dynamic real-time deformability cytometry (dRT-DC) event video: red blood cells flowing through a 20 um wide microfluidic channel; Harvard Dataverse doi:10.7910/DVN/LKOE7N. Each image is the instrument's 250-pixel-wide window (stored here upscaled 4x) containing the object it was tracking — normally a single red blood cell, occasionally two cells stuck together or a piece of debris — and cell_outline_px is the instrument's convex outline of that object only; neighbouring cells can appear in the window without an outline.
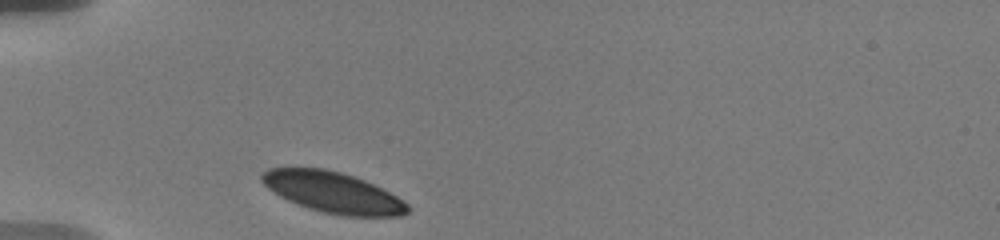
{"species": "human", "species_latin": "Homo sapiens", "temperature_condition": "warm", "stored_images_in_passage": 49, "camera_frame_rate_fps": 3000, "um_per_image_px": 0.085, "donor": {"sex": "male"}, "frame": {"image": 1, "passage_image": 1, "time_ms": 0.0, "image_size_px": [1000, 240], "cell_outline_px": [[408, 212], [400, 216], [344, 216], [324, 212], [308, 208], [288, 200], [280, 196], [268, 188], [260, 180], [260, 172], [268, 168], [292, 164], [324, 168], [340, 172], [364, 180], [404, 200], [408, 204]], "centroid_in_image_um": [28.19, 16.3], "position_along_channel_um": 56.8, "area_um2": 35.26}}
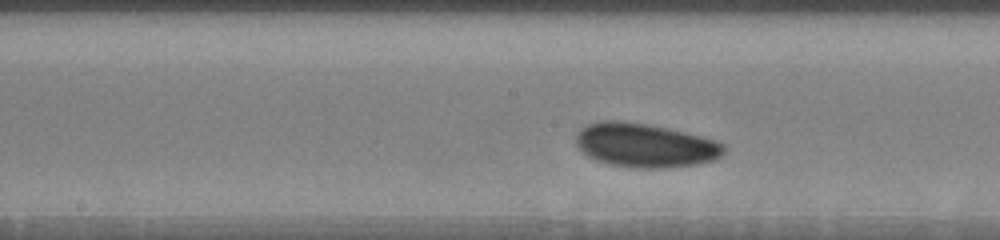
{"frame": {"image": 2, "passage_image": 24, "time_ms": 4.333, "image_size_px": [1000, 240], "cell_outline_px": [[724, 152], [720, 156], [712, 160], [696, 164], [664, 168], [636, 168], [608, 164], [596, 160], [588, 156], [576, 144], [576, 132], [580, 128], [588, 124], [600, 120], [620, 120], [644, 124], [664, 128], [700, 136], [716, 140], [724, 144]], "centroid_in_image_um": [54.79, 12.35], "position_along_channel_um": 193.4, "area_um2": 37.63}}
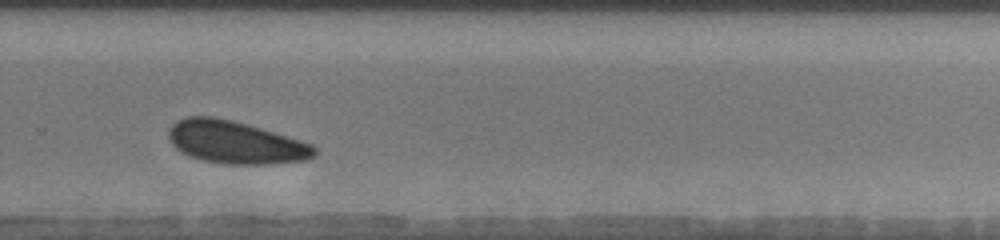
{"frame": {"image": 3, "passage_image": 42, "time_ms": 7.667, "image_size_px": [1000, 240], "cell_outline_px": [[316, 156], [308, 160], [272, 164], [224, 164], [204, 160], [188, 156], [180, 152], [172, 144], [168, 136], [168, 132], [172, 124], [176, 120], [184, 116], [212, 116], [232, 120], [260, 128], [300, 140], [312, 144], [316, 148]], "centroid_in_image_um": [20.0, 12.1], "position_along_channel_um": 309.8, "area_um2": 36.41}}